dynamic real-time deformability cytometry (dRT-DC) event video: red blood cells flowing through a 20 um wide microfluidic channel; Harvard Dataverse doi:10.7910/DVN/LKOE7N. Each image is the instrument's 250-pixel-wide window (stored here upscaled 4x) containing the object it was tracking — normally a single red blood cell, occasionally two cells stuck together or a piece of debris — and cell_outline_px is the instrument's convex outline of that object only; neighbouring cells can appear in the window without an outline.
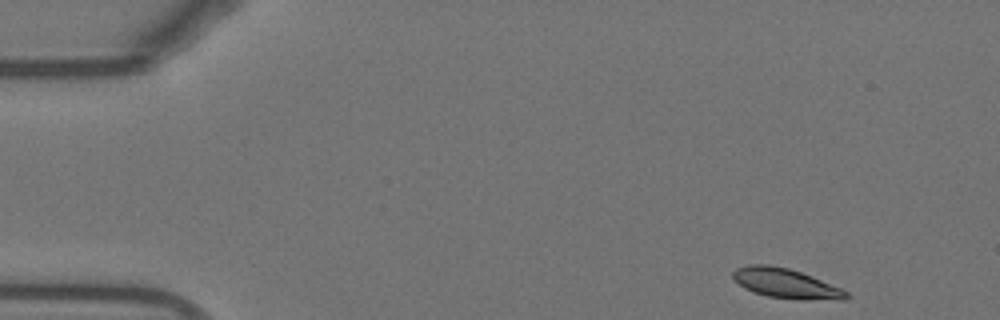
{"species": "Egyptian fruit bat (a non-hibernating species)", "species_latin": "Rousettus aegyptiacus", "temperature_condition": "warm", "stored_images_in_passage": 49, "camera_frame_rate_fps": 3000, "um_per_image_px": 0.085, "animal": {"sex": "female"}, "frame": {"image": 1, "passage_image": 1, "time_ms": 0.0, "image_size_px": [1000, 320], "cell_outline_px": [[848, 296], [844, 300], [800, 300], [768, 296], [752, 292], [744, 288], [732, 276], [732, 272], [736, 268], [748, 264], [768, 264], [788, 268], [812, 276], [840, 288], [848, 292]], "centroid_in_image_um": [66.79, 24.09], "position_along_channel_um": 18.2, "area_um2": 19.65}}
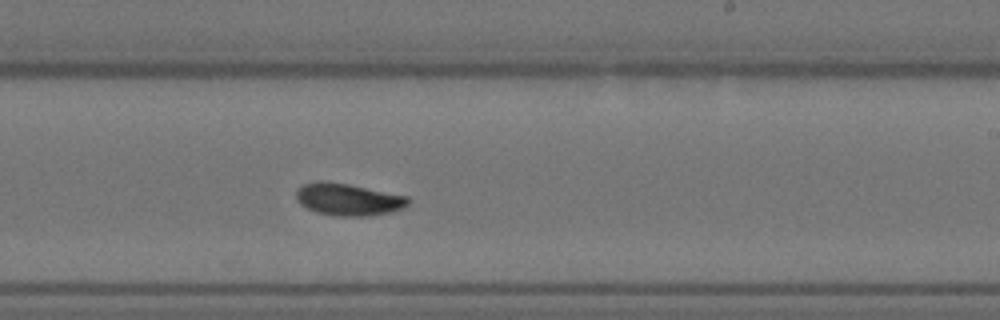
{"frame": {"image": 2, "passage_image": 28, "time_ms": 9.0, "image_size_px": [1000, 320], "cell_outline_px": [[408, 204], [404, 208], [392, 212], [368, 216], [336, 216], [316, 212], [300, 204], [296, 196], [296, 192], [304, 184], [316, 180], [320, 180], [348, 184], [408, 196]], "centroid_in_image_um": [29.61, 16.95], "position_along_channel_um": 259.4, "area_um2": 20.92}}
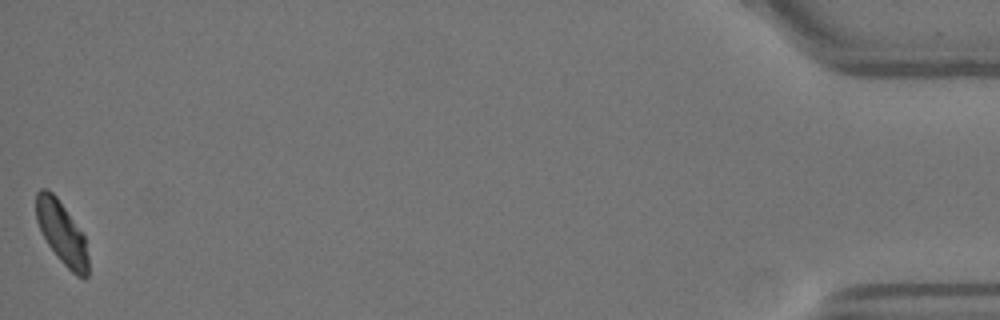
{"frame": {"image": 3, "passage_image": 49, "time_ms": 16.0, "image_size_px": [1000, 320], "cell_outline_px": [[88, 276], [84, 280], [76, 276], [56, 256], [48, 244], [36, 220], [36, 192], [40, 188], [48, 188], [56, 196], [84, 236], [88, 256]], "centroid_in_image_um": [5.25, 19.81], "position_along_channel_um": 430.0, "area_um2": 18.84}, "authors_computed_cell_mechanics": {"area_um2": 20.1722, "velocity_mm_per_s": 3.7844, "shape_relaxation_time_tau1_ms": 5.7956, "shape_relaxation_time_tau2_ms": 4.1716, "deformation_change_tau1": 0.1595, "deformation_change_tau2": 0.0756}}